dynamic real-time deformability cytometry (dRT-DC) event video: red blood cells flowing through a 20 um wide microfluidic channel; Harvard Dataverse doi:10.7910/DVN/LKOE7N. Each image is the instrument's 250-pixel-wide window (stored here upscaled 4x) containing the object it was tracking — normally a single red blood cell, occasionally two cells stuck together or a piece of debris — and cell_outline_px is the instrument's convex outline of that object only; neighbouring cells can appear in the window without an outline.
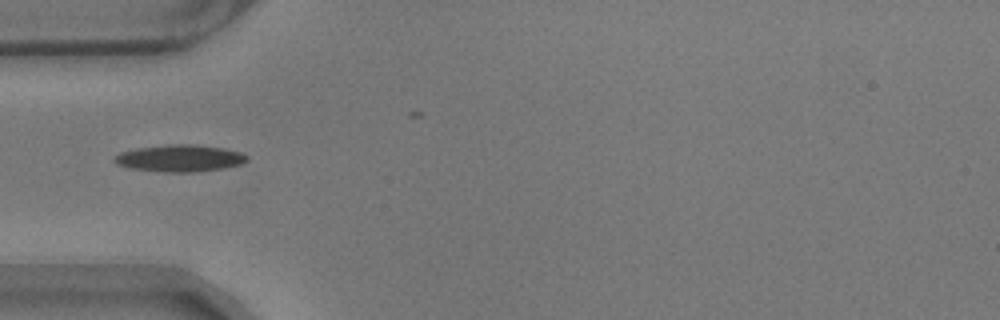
{"species": "common noctule bat (a hibernating species)", "species_latin": "Nyctalus noctula", "temperature_condition": "warm", "stored_images_in_passage": 30, "camera_frame_rate_fps": 3000, "um_per_image_px": 0.085, "animal": {"sex": "male", "body_mass_g": 17.9}, "frame": {"image": 1, "passage_image": 1, "time_ms": 0.0, "image_size_px": [1000, 320], "cell_outline_px": [[248, 160], [240, 164], [220, 168], [192, 172], [172, 172], [132, 168], [116, 164], [112, 160], [112, 156], [120, 152], [136, 148], [168, 144], [196, 144], [224, 148], [240, 152], [248, 156]], "centroid_in_image_um": [15.24, 13.43], "position_along_channel_um": 69.8, "area_um2": 20.69}}
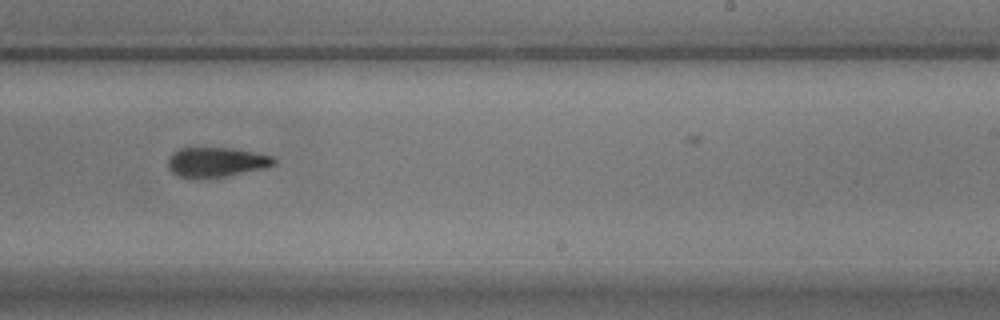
{"frame": {"image": 2, "passage_image": 18, "time_ms": 5.667, "image_size_px": [1000, 320], "cell_outline_px": [[276, 164], [268, 168], [228, 176], [180, 176], [172, 172], [168, 168], [168, 156], [172, 152], [180, 148], [232, 148], [272, 156], [276, 160]], "centroid_in_image_um": [18.42, 13.76], "position_along_channel_um": 270.6, "area_um2": 18.09}}
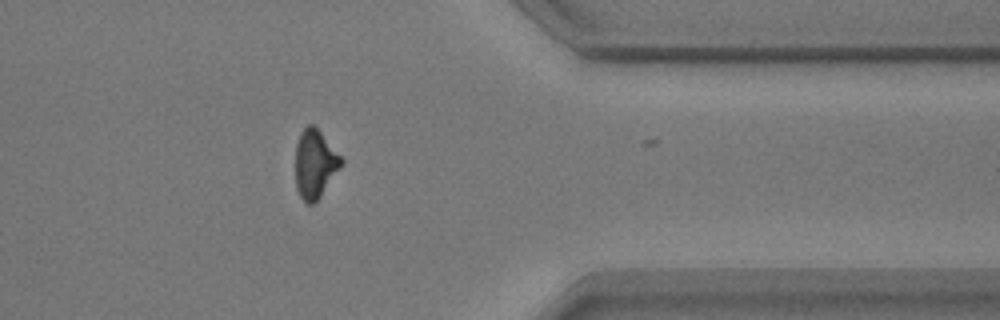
{"frame": {"image": 3, "passage_image": 29, "time_ms": 9.333, "image_size_px": [1000, 320], "cell_outline_px": [[344, 164], [320, 196], [312, 204], [308, 204], [300, 196], [296, 188], [296, 144], [300, 132], [308, 124], [312, 124], [320, 132], [344, 160]], "centroid_in_image_um": [26.77, 13.93], "position_along_channel_um": 384.6, "area_um2": 18.09}, "authors_computed_cell_mechanics": {"area_um2": 18.8428, "velocity_mm_per_s": 3.5345, "shape_relaxation_time_tau1_ms": 4.6141, "shape_relaxation_time_tau2_ms": null, "deformation_change_tau1": 0.1426, "deformation_change_tau2": null}}